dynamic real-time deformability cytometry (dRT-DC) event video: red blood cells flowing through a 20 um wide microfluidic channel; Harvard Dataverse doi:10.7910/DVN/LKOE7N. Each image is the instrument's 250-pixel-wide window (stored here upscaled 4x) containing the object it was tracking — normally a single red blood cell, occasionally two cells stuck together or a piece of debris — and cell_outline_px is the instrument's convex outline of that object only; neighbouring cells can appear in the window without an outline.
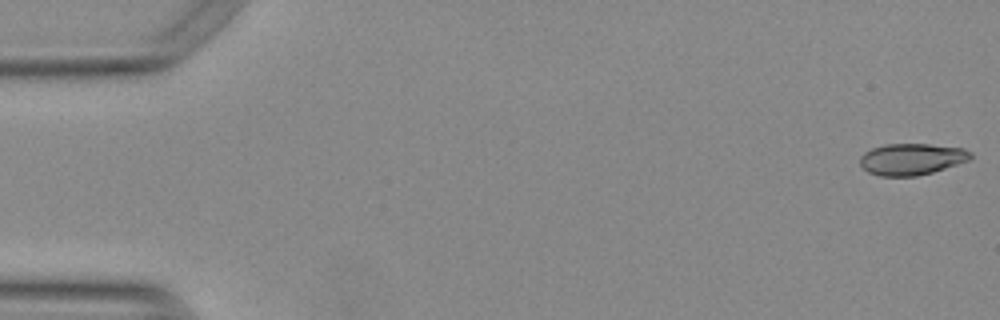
{"species": "Egyptian fruit bat (a non-hibernating species)", "species_latin": "Rousettus aegyptiacus", "temperature_condition": "warm", "stored_images_in_passage": 51, "camera_frame_rate_fps": 3000, "um_per_image_px": 0.085, "animal": {"sex": "female"}, "frame": {"image": 1, "passage_image": 1, "time_ms": 0.0, "image_size_px": [1000, 320], "cell_outline_px": [[972, 156], [968, 160], [932, 172], [916, 176], [880, 176], [868, 172], [860, 164], [860, 156], [864, 152], [872, 148], [884, 144], [928, 144], [964, 148], [972, 152]], "centroid_in_image_um": [77.47, 13.52], "position_along_channel_um": 7.5, "area_um2": 20.23}}
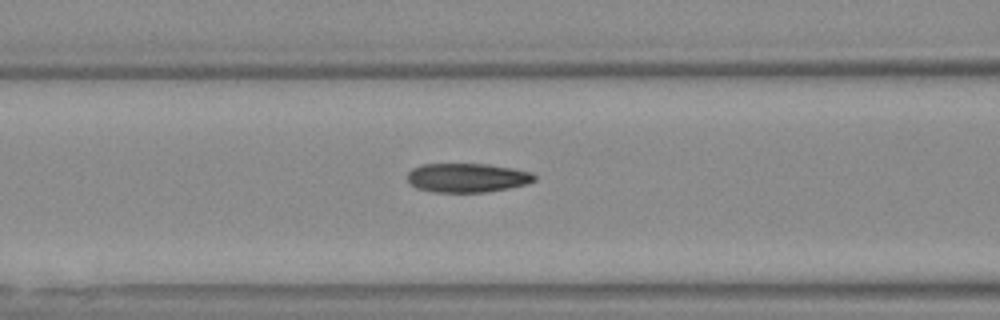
{"frame": {"image": 2, "passage_image": 22, "time_ms": 7.0, "image_size_px": [1000, 320], "cell_outline_px": [[536, 180], [528, 184], [508, 188], [484, 192], [432, 192], [416, 188], [408, 180], [408, 172], [412, 168], [420, 164], [488, 164], [512, 168], [532, 172], [536, 176]], "centroid_in_image_um": [39.72, 15.1], "position_along_channel_um": 126.9, "area_um2": 21.62}}
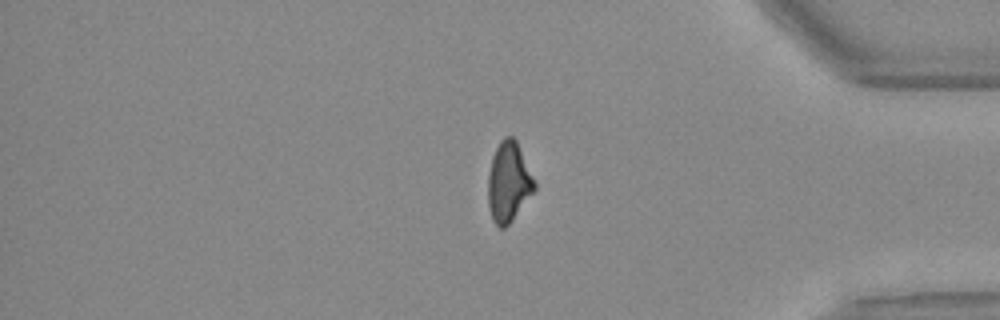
{"frame": {"image": 3, "passage_image": 45, "time_ms": 14.667, "image_size_px": [1000, 320], "cell_outline_px": [[536, 188], [508, 224], [504, 228], [500, 228], [492, 220], [488, 204], [488, 176], [492, 156], [500, 140], [504, 136], [512, 136], [516, 140], [536, 184]], "centroid_in_image_um": [43.21, 15.46], "position_along_channel_um": 392.0, "area_um2": 21.27}, "authors_computed_cell_mechanics": {"area_um2": 21.6172, "velocity_mm_per_s": 3.7977, "shape_relaxation_time_tau1_ms": 6.3991, "shape_relaxation_time_tau2_ms": 2.3951, "deformation_change_tau1": 0.2052, "deformation_change_tau2": 0.0893}}